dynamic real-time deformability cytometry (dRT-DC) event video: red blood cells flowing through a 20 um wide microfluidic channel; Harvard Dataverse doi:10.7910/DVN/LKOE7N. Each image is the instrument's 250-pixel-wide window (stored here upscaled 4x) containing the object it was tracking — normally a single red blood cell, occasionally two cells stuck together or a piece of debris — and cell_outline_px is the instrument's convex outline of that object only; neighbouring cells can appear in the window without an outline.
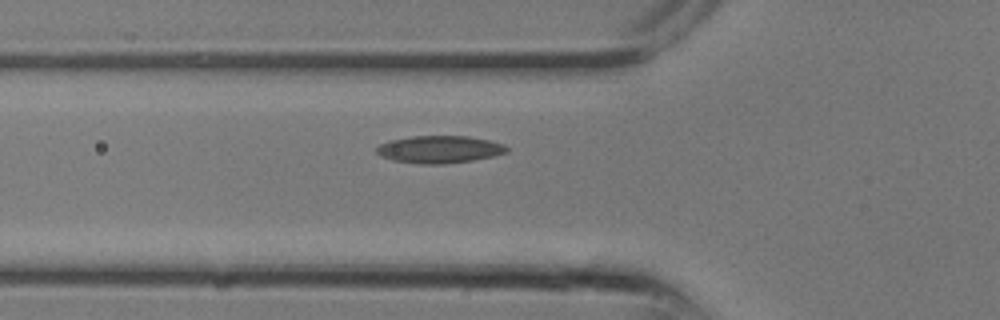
{"species": "common noctule bat (a hibernating species)", "species_latin": "Nyctalus noctula", "temperature_condition": "room temperature", "stored_images_in_passage": 12, "camera_frame_rate_fps": 3000, "um_per_image_px": 0.085, "animal": {"sex": "male", "body_mass_g": 13.3}, "frame": {"image": 1, "passage_image": 10, "time_ms": 3.0, "image_size_px": [1000, 320], "cell_outline_px": [[508, 152], [492, 156], [472, 160], [444, 164], [424, 164], [392, 160], [376, 152], [376, 148], [380, 144], [392, 140], [412, 136], [468, 136], [488, 140], [504, 144], [508, 148]], "centroid_in_image_um": [37.38, 12.69], "position_along_channel_um": 88.4, "area_um2": 20.52}}
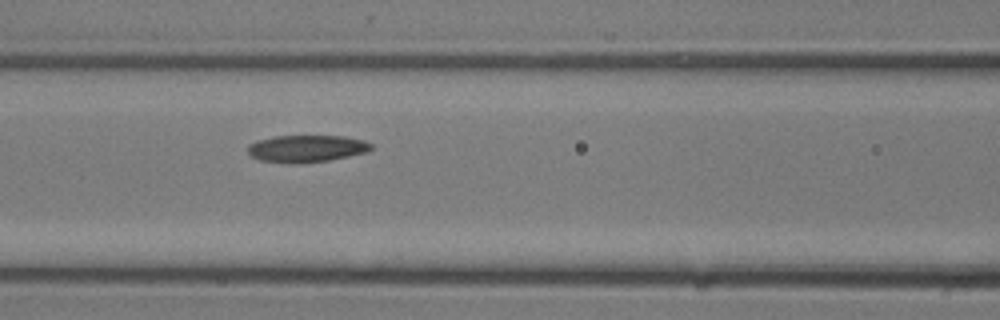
{"frame": {"image": 2, "passage_image": 12, "time_ms": 3.667, "image_size_px": [1000, 320], "cell_outline_px": [[372, 148], [364, 152], [348, 156], [328, 160], [300, 164], [288, 164], [260, 160], [252, 156], [248, 152], [248, 144], [260, 140], [276, 136], [344, 136], [360, 140], [372, 144]], "centroid_in_image_um": [26.01, 12.64], "position_along_channel_um": 140.6, "area_um2": 19.31}}